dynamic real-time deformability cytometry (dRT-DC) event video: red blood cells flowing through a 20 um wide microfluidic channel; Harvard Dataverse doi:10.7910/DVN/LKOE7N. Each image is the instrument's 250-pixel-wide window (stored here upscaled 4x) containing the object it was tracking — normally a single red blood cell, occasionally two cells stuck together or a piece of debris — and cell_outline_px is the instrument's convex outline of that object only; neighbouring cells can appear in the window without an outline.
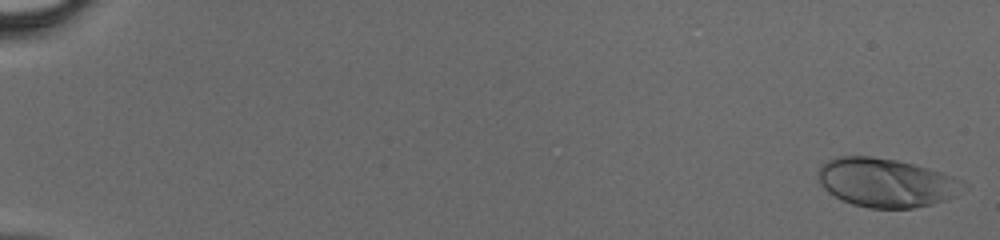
{"species": "human", "species_latin": "Homo sapiens", "temperature_condition": "cold", "stored_images_in_passage": 40, "camera_frame_rate_fps": 3000, "um_per_image_px": 0.085, "donor": {"sex": "male"}, "frame": {"image": 1, "passage_image": 2, "time_ms": 0.333, "image_size_px": [1000, 240], "cell_outline_px": [[968, 188], [944, 200], [932, 204], [912, 208], [868, 208], [852, 204], [828, 192], [820, 184], [820, 168], [828, 160], [836, 156], [872, 156], [896, 160], [928, 168], [952, 176], [968, 184]], "centroid_in_image_um": [75.35, 15.52], "position_along_channel_um": 9.7, "area_um2": 40.92}}
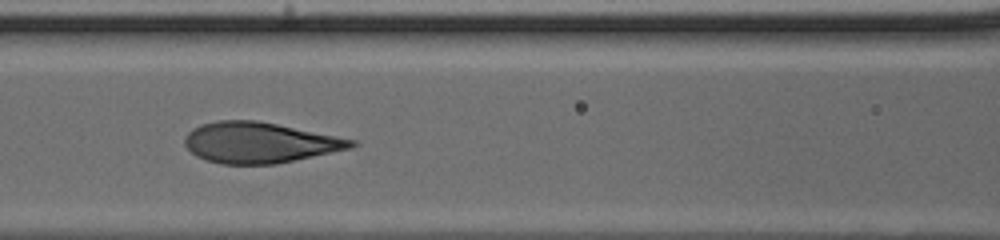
{"frame": {"image": 2, "passage_image": 24, "time_ms": 7.667, "image_size_px": [1000, 240], "cell_outline_px": [[360, 144], [352, 148], [276, 164], [220, 164], [204, 160], [196, 156], [184, 144], [184, 140], [188, 132], [192, 128], [204, 124], [220, 120], [256, 120], [356, 140]], "centroid_in_image_um": [22.06, 12.13], "position_along_channel_um": 144.5, "area_um2": 39.36}}
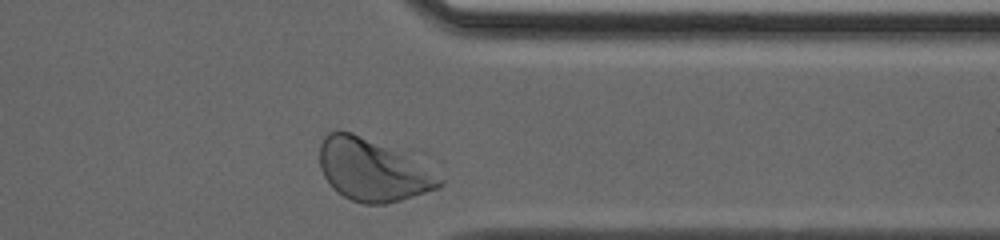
{"frame": {"image": 3, "passage_image": 40, "time_ms": 13.0, "image_size_px": [1000, 240], "cell_outline_px": [[444, 184], [440, 188], [400, 200], [384, 204], [364, 204], [352, 200], [344, 196], [324, 176], [320, 168], [320, 144], [324, 136], [328, 132], [352, 132], [404, 156], [444, 180]], "centroid_in_image_um": [31.62, 14.49], "position_along_channel_um": 379.8, "area_um2": 41.62}}